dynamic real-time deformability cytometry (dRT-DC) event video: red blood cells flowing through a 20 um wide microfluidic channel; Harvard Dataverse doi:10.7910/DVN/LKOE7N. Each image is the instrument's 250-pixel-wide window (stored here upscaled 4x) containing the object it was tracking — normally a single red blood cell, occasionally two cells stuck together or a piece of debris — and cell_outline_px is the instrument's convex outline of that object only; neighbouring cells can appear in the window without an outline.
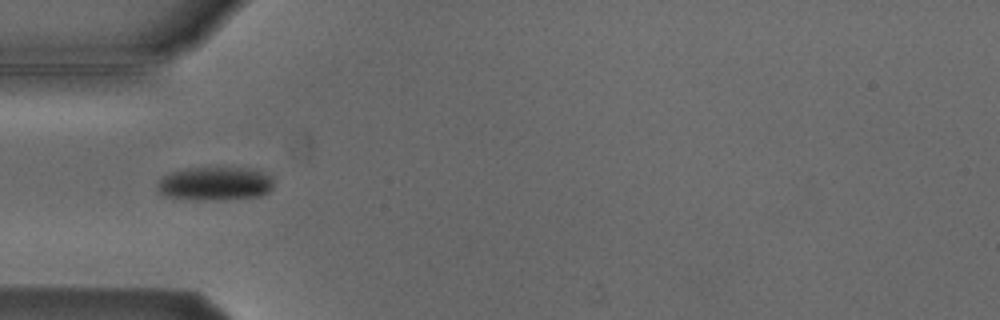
{"species": "Egyptian fruit bat (a non-hibernating species)", "species_latin": "Rousettus aegyptiacus", "temperature_condition": "cold", "stored_images_in_passage": 6, "camera_frame_rate_fps": 3000, "um_per_image_px": 0.085, "animal": {"sex": "male"}, "frame": {"image": 1, "passage_image": 4, "time_ms": 4.333, "image_size_px": [1000, 320], "cell_outline_px": [[276, 176], [272, 188], [268, 192], [260, 196], [224, 200], [192, 200], [164, 196], [156, 188], [156, 180], [168, 172], [184, 168], [248, 168], [264, 172]], "centroid_in_image_um": [18.27, 15.61], "position_along_channel_um": 66.7, "area_um2": 23.52}}
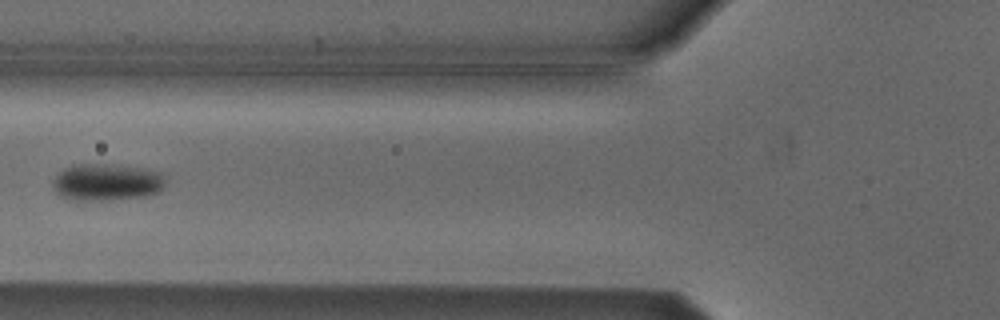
{"frame": {"image": 2, "passage_image": 5, "time_ms": 5.667, "image_size_px": [1000, 320], "cell_outline_px": [[164, 188], [160, 192], [148, 196], [104, 200], [76, 200], [60, 196], [52, 188], [52, 180], [64, 168], [72, 164], [104, 164], [140, 168], [160, 172], [164, 180]], "centroid_in_image_um": [9.04, 15.49], "position_along_channel_um": 116.8, "area_um2": 24.28}}
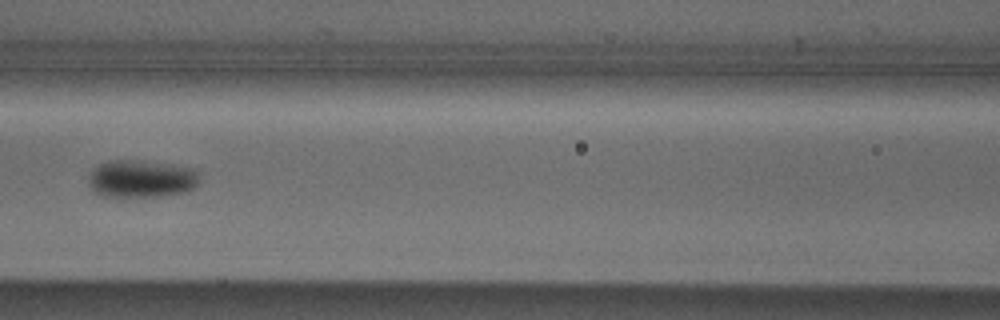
{"frame": {"image": 3, "passage_image": 6, "time_ms": 6.667, "image_size_px": [1000, 320], "cell_outline_px": [[200, 180], [188, 192], [160, 196], [104, 196], [92, 192], [88, 184], [88, 176], [100, 164], [108, 160], [132, 160], [168, 164], [192, 168], [200, 172]], "centroid_in_image_um": [12.02, 15.2], "position_along_channel_um": 154.6, "area_um2": 24.33}}